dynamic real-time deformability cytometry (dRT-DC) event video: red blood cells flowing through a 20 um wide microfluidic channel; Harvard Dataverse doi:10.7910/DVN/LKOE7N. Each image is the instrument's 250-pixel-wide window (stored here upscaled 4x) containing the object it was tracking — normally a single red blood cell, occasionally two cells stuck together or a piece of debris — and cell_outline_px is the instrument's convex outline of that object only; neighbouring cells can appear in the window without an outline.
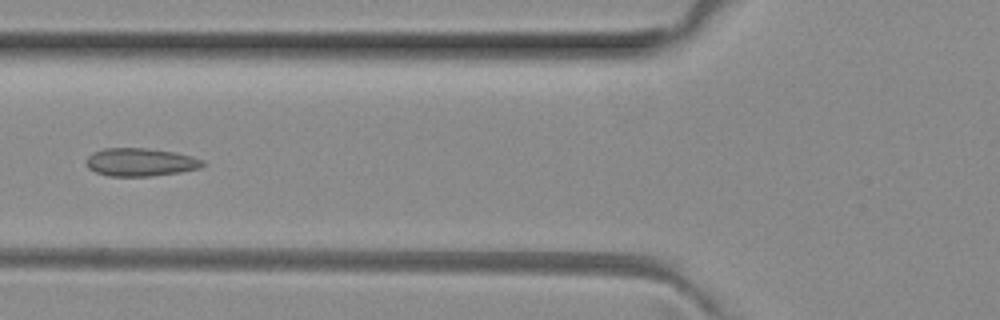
{"species": "common noctule bat (a hibernating species)", "species_latin": "Nyctalus noctula", "temperature_condition": "room temperature", "stored_images_in_passage": 6, "camera_frame_rate_fps": 3000, "um_per_image_px": 0.085, "animal": {"sex": "female", "body_mass_g": 29.2, "forearm_length_mm": 56.3}, "frame": {"image": 1, "passage_image": 5, "time_ms": 1.333, "image_size_px": [1000, 320], "cell_outline_px": [[208, 164], [200, 168], [180, 172], [152, 176], [108, 176], [96, 172], [88, 168], [84, 164], [88, 156], [92, 152], [104, 148], [144, 148], [172, 152], [192, 156], [204, 160]], "centroid_in_image_um": [11.93, 13.79], "position_along_channel_um": 113.9, "area_um2": 19.19}}
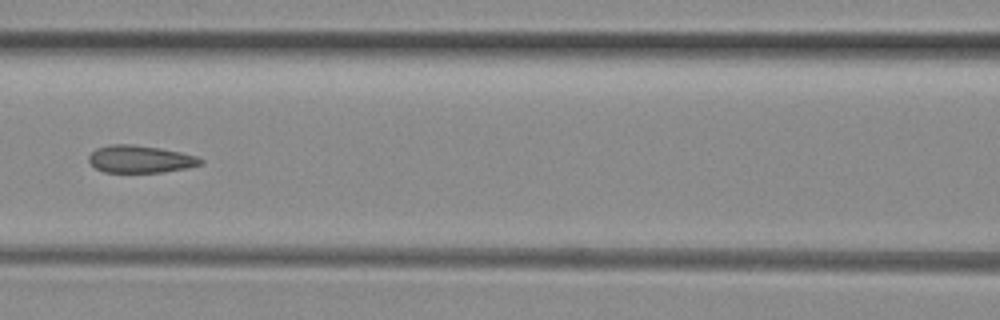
{"frame": {"image": 2, "passage_image": 6, "time_ms": 1.667, "image_size_px": [1000, 320], "cell_outline_px": [[204, 164], [188, 168], [164, 172], [104, 172], [96, 168], [88, 160], [88, 156], [96, 148], [112, 144], [132, 144], [160, 148], [180, 152], [196, 156], [204, 160]], "centroid_in_image_um": [11.95, 13.53], "position_along_channel_um": 154.7, "area_um2": 17.92}}